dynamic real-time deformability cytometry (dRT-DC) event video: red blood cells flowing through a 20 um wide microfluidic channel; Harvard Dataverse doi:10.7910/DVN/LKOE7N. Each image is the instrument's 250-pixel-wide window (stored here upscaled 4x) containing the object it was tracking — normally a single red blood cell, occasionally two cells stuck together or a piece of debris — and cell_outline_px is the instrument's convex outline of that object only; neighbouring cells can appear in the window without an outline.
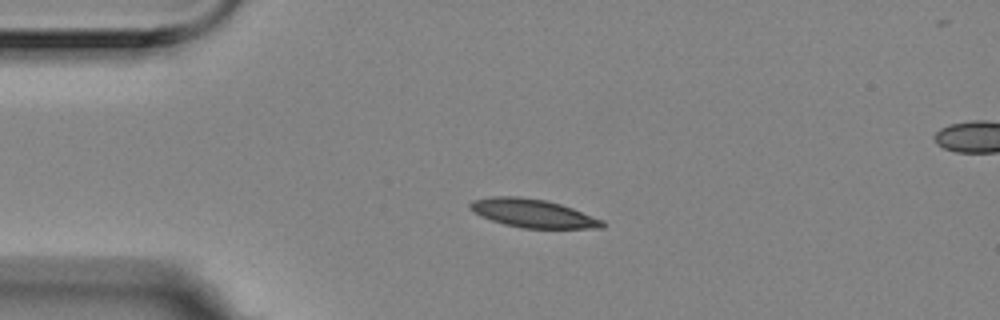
{"species": "Egyptian fruit bat (a non-hibernating species)", "species_latin": "Rousettus aegyptiacus", "temperature_condition": "room temperature", "stored_images_in_passage": 3, "segment_of_instrument_passage": [1, 2], "camera_frame_rate_fps": 3000, "um_per_image_px": 0.085, "animal": {"sex": "female"}, "frame": {"image": 1, "passage_image": 1, "time_ms": 0.0, "image_size_px": [1000, 320], "cell_outline_px": [[604, 228], [524, 228], [504, 224], [480, 216], [468, 208], [468, 204], [472, 200], [492, 196], [520, 196], [548, 200], [572, 208], [604, 220]], "centroid_in_image_um": [45.27, 18.12], "position_along_channel_um": 39.7, "area_um2": 21.96}}